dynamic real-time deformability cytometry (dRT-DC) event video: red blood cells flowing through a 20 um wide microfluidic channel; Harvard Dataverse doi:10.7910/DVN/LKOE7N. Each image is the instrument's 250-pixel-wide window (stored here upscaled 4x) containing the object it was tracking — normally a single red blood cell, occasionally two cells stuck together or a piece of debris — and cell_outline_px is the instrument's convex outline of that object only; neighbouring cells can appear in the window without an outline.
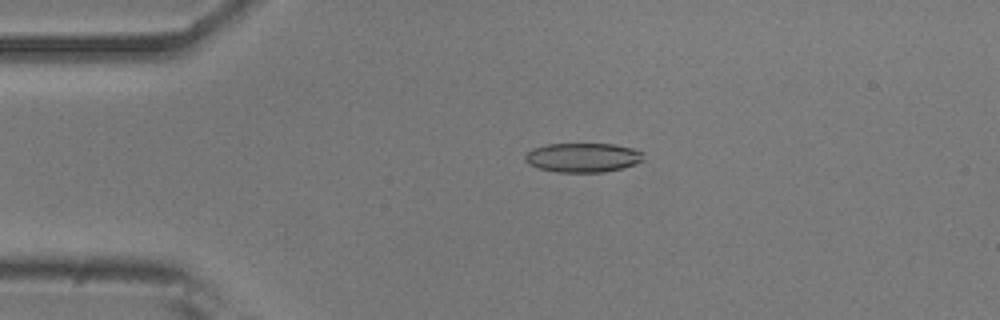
{"species": "common noctule bat (a hibernating species)", "species_latin": "Nyctalus noctula", "temperature_condition": "room temperature", "stored_images_in_passage": 48, "camera_frame_rate_fps": 3000, "um_per_image_px": 0.085, "animal": {"sex": "male", "body_mass_g": 20.5, "forearm_length_mm": 52.5}, "frame": {"image": 1, "passage_image": 6, "time_ms": 1.667, "image_size_px": [1000, 320], "cell_outline_px": [[644, 160], [624, 168], [604, 172], [556, 172], [540, 168], [528, 164], [524, 160], [524, 156], [532, 148], [548, 144], [612, 144], [632, 148], [644, 152]], "centroid_in_image_um": [49.55, 13.39], "position_along_channel_um": 35.4, "area_um2": 20.29}}
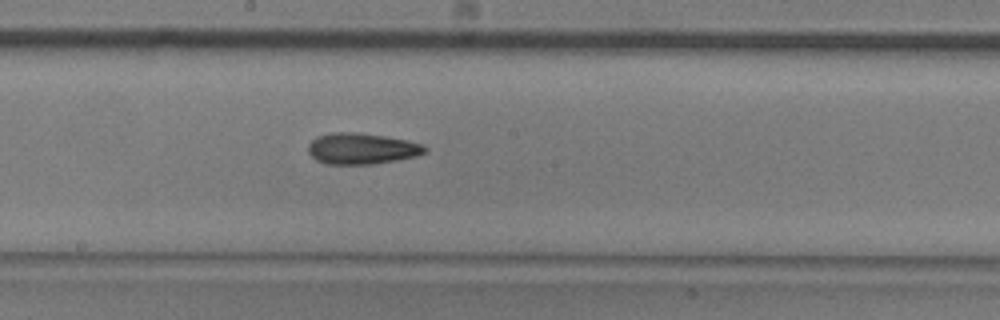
{"frame": {"image": 2, "passage_image": 23, "time_ms": 7.333, "image_size_px": [1000, 320], "cell_outline_px": [[428, 148], [424, 152], [416, 156], [396, 160], [372, 164], [328, 164], [316, 160], [308, 152], [308, 144], [312, 140], [320, 136], [332, 132], [352, 132], [384, 136], [408, 140], [424, 144]], "centroid_in_image_um": [30.75, 12.63], "position_along_channel_um": 217.4, "area_um2": 21.04}}
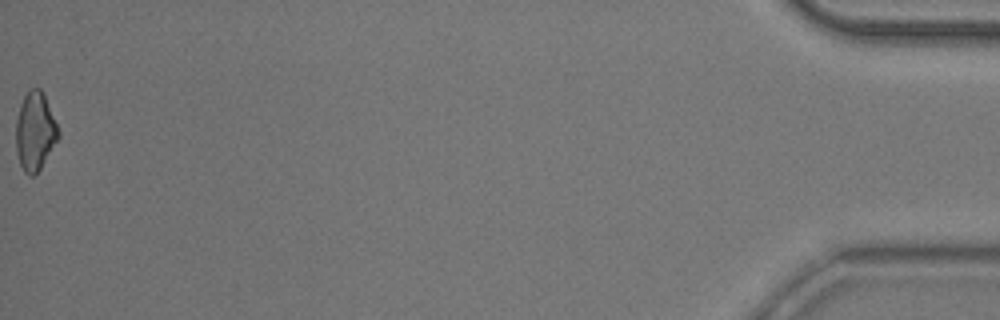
{"frame": {"image": 3, "passage_image": 48, "time_ms": 15.667, "image_size_px": [1000, 320], "cell_outline_px": [[60, 136], [40, 168], [32, 176], [28, 176], [24, 172], [20, 164], [16, 152], [16, 120], [20, 104], [28, 88], [40, 88], [44, 96], [60, 132]], "centroid_in_image_um": [2.96, 11.16], "position_along_channel_um": 432.2, "area_um2": 19.19}, "authors_computed_cell_mechanics": {"area_um2": 20.0277, "velocity_mm_per_s": 3.8112, "shape_relaxation_time_tau1_ms": 10.6134, "shape_relaxation_time_tau2_ms": 4.7476, "deformation_change_tau1": 0.225, "deformation_change_tau2": 0.1405}}